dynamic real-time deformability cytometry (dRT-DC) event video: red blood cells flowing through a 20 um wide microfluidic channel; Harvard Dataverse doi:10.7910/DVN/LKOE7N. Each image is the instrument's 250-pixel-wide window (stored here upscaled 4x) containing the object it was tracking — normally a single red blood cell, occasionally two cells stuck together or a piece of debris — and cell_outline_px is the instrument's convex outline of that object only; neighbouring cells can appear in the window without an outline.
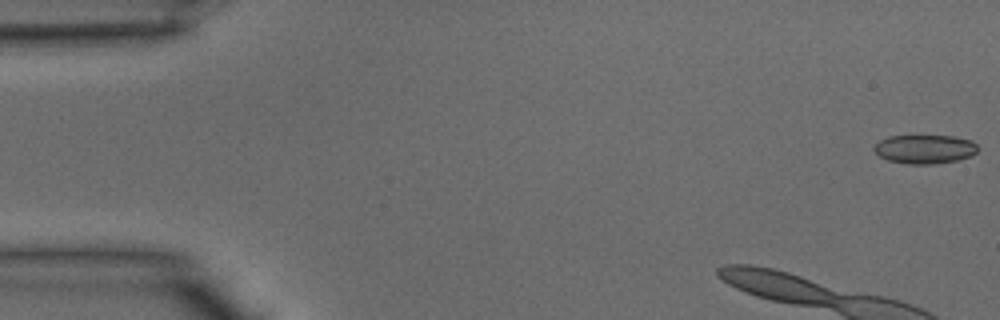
{"species": "common noctule bat (a hibernating species)", "species_latin": "Nyctalus noctula", "temperature_condition": "warm", "stored_images_in_passage": 6, "camera_frame_rate_fps": 3000, "um_per_image_px": 0.085, "animal": {"sex": "male", "body_mass_g": 15.6}, "frame": {"image": 1, "passage_image": 1, "time_ms": 0.0, "image_size_px": [1000, 320], "cell_outline_px": [[976, 152], [972, 156], [956, 160], [932, 164], [904, 164], [888, 160], [880, 156], [872, 148], [880, 140], [888, 136], [952, 136], [972, 140], [976, 144]], "centroid_in_image_um": [78.59, 12.68], "position_along_channel_um": 6.4, "area_um2": 17.4}}